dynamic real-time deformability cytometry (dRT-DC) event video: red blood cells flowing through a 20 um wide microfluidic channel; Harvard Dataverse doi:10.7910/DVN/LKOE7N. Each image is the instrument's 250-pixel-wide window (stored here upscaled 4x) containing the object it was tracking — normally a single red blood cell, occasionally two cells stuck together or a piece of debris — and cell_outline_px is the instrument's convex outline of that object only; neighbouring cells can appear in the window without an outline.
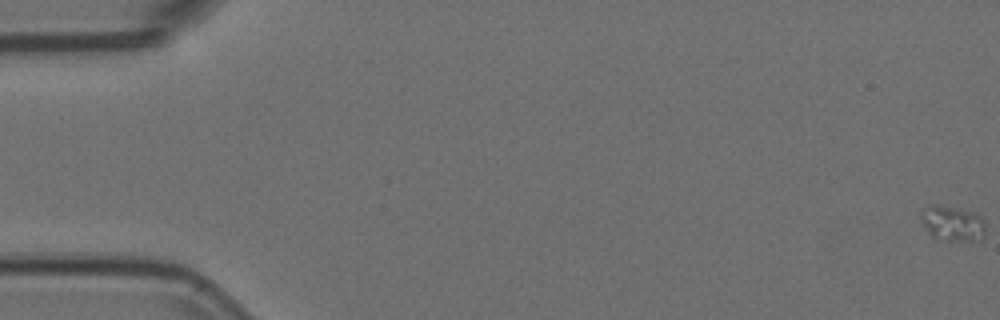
{"species": "Egyptian fruit bat (a non-hibernating species)", "species_latin": "Rousettus aegyptiacus", "temperature_condition": "room temperature", "stored_images_in_passage": 17, "camera_frame_rate_fps": 3000, "um_per_image_px": 0.085, "animal": {"sex": "female"}, "frame": {"image": 1, "passage_image": 1, "time_ms": 0.0, "image_size_px": [1000, 320], "cell_outline_px": [[984, 236], [980, 240], [952, 240], [932, 236], [928, 232], [920, 220], [920, 212], [928, 204], [936, 204], [956, 208], [972, 212], [980, 216], [984, 220]], "centroid_in_image_um": [80.93, 18.96], "position_along_channel_um": 4.1, "area_um2": 13.12}}